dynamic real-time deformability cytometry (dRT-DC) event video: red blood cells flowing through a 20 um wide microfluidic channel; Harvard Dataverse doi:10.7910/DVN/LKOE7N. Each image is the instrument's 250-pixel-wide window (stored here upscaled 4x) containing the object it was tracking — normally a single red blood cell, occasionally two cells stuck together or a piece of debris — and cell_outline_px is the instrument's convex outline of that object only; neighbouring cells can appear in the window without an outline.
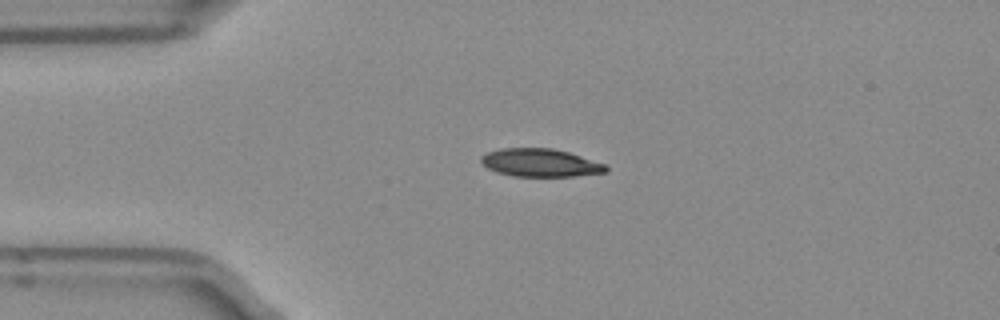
{"species": "Egyptian fruit bat (a non-hibernating species)", "species_latin": "Rousettus aegyptiacus", "temperature_condition": "room temperature", "stored_images_in_passage": 41, "camera_frame_rate_fps": 3000, "um_per_image_px": 0.085, "frame": {"image": 1, "passage_image": 1, "time_ms": 0.0, "image_size_px": [1000, 320], "cell_outline_px": [[608, 172], [576, 176], [512, 176], [496, 172], [488, 168], [480, 160], [480, 156], [488, 152], [500, 148], [552, 148], [568, 152], [604, 164], [608, 168]], "centroid_in_image_um": [45.91, 13.83], "position_along_channel_um": 39.1, "area_um2": 20.29}}
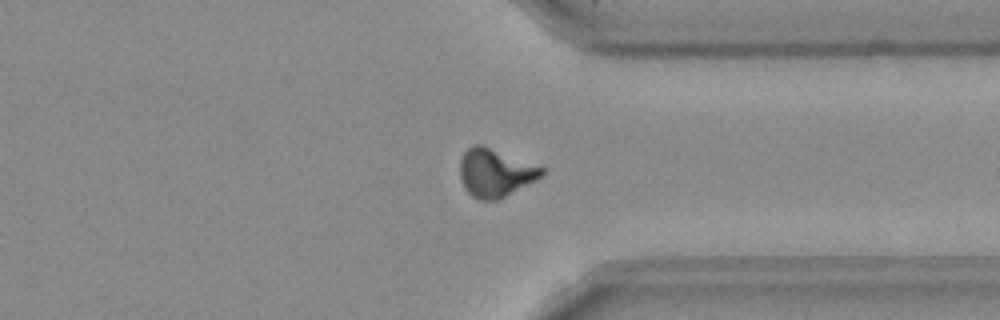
{"frame": {"image": 2, "passage_image": 28, "time_ms": 9.0, "image_size_px": [1000, 320], "cell_outline_px": [[544, 172], [536, 180], [496, 200], [480, 200], [472, 196], [464, 188], [460, 176], [460, 160], [464, 152], [472, 144], [484, 144], [544, 168]], "centroid_in_image_um": [42.06, 14.66], "position_along_channel_um": 369.3, "area_um2": 22.83}}
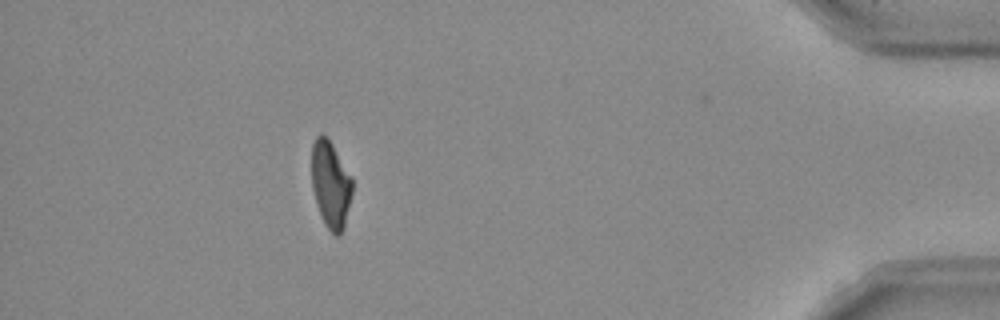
{"frame": {"image": 3, "passage_image": 35, "time_ms": 11.333, "image_size_px": [1000, 320], "cell_outline_px": [[352, 192], [344, 224], [340, 236], [336, 236], [328, 228], [320, 212], [312, 188], [312, 144], [316, 136], [320, 132], [332, 144], [352, 176]], "centroid_in_image_um": [28.1, 15.63], "position_along_channel_um": 407.1, "area_um2": 20.17}, "authors_computed_cell_mechanics": {"area_um2": 21.5016, "velocity_mm_per_s": 3.9574, "shape_relaxation_time_tau1_ms": 5.0018, "shape_relaxation_time_tau2_ms": 3.2756, "deformation_change_tau1": 0.1696, "deformation_change_tau2": 0.0862}}